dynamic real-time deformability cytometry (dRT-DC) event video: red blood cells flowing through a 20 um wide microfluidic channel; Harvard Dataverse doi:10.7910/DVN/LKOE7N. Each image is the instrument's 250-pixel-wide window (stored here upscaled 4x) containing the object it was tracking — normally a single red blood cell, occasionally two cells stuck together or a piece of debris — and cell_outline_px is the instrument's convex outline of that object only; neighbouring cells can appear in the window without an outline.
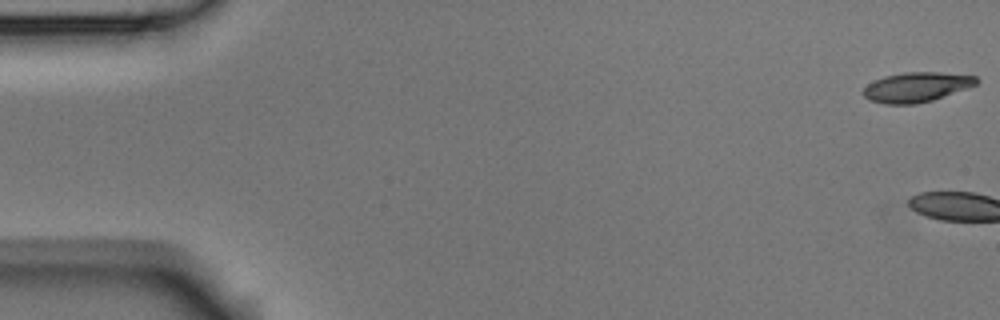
{"species": "Egyptian fruit bat (a non-hibernating species)", "species_latin": "Rousettus aegyptiacus", "temperature_condition": "room temperature", "stored_images_in_passage": 4, "camera_frame_rate_fps": 3000, "um_per_image_px": 0.085, "animal": {"sex": "male"}, "frame": {"image": 1, "passage_image": 1, "time_ms": 0.0, "image_size_px": [1000, 320], "cell_outline_px": [[980, 80], [976, 84], [932, 100], [916, 104], [884, 104], [868, 100], [860, 92], [868, 84], [884, 76], [904, 72], [940, 72], [976, 76]], "centroid_in_image_um": [77.85, 7.4], "position_along_channel_um": 7.1, "area_um2": 19.54}}